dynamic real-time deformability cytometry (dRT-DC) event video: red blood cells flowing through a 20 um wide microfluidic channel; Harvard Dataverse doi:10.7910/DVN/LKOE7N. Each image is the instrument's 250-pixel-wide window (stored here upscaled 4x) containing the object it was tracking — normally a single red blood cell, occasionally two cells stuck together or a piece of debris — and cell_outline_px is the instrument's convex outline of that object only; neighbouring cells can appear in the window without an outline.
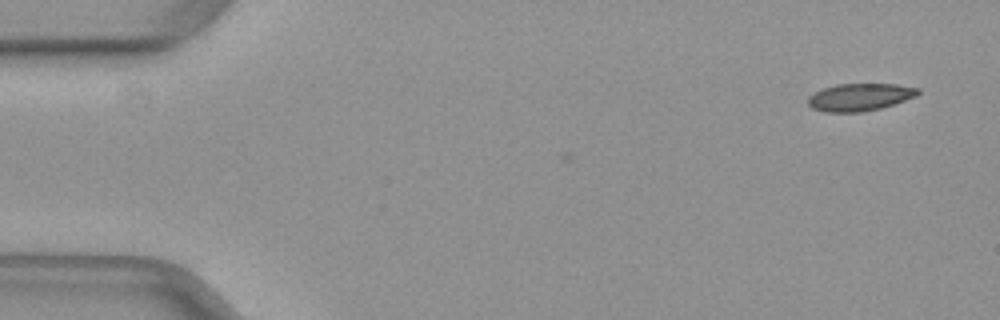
{"species": "common noctule bat (a hibernating species)", "species_latin": "Nyctalus noctula", "temperature_condition": "warm", "stored_images_in_passage": 3, "camera_frame_rate_fps": 3000, "um_per_image_px": 0.085, "animal": {"sex": "female", "body_mass_g": 29.2, "forearm_length_mm": 56.3}, "frame": {"image": 1, "passage_image": 3, "time_ms": 0.667, "image_size_px": [1000, 320], "cell_outline_px": [[920, 92], [916, 96], [880, 108], [860, 112], [824, 112], [812, 108], [808, 104], [808, 96], [824, 88], [836, 84], [896, 84], [920, 88]], "centroid_in_image_um": [73.07, 8.25], "position_along_channel_um": 11.9, "area_um2": 17.46}}